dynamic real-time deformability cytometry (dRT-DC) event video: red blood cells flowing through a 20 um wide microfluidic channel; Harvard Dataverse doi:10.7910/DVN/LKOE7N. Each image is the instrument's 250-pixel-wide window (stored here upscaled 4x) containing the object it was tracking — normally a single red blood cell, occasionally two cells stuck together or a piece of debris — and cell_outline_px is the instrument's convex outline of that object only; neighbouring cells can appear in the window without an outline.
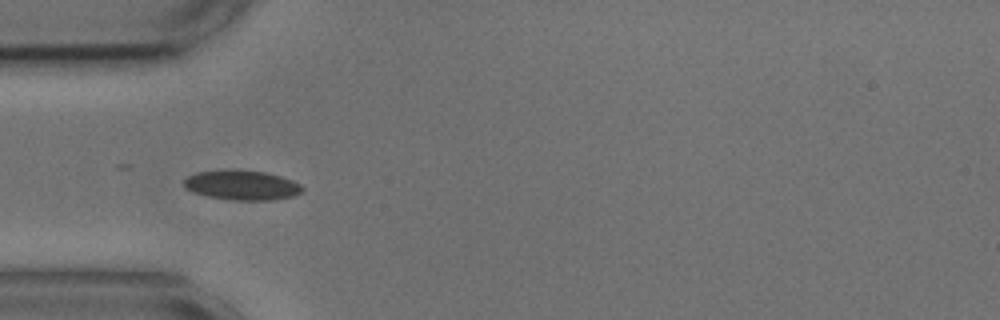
{"species": "common noctule bat (a hibernating species)", "species_latin": "Nyctalus noctula", "temperature_condition": "cold", "stored_images_in_passage": 24, "camera_frame_rate_fps": 3000, "um_per_image_px": 0.085, "animal": {"sex": "male", "body_mass_g": 17.9, "forearm_length_mm": 54.2}, "frame": {"image": 1, "passage_image": 8, "time_ms": 2.333, "image_size_px": [1000, 320], "cell_outline_px": [[304, 192], [292, 196], [272, 200], [232, 200], [208, 196], [192, 192], [184, 188], [184, 180], [188, 176], [196, 172], [232, 168], [236, 168], [264, 172], [280, 176], [292, 180], [300, 184], [304, 188]], "centroid_in_image_um": [20.55, 15.72], "position_along_channel_um": 64.5, "area_um2": 20.87}}